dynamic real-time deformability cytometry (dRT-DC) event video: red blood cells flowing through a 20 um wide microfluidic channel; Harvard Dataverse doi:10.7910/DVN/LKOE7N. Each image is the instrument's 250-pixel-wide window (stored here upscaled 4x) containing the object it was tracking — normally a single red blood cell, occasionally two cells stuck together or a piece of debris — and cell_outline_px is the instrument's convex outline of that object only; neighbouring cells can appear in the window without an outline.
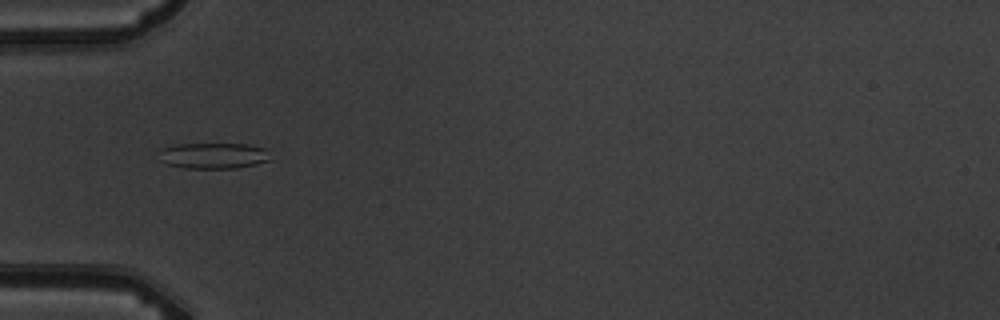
{"species": "common noctule bat (a hibernating species)", "species_latin": "Nyctalus noctula", "temperature_condition": "warm", "stored_images_in_passage": 3, "camera_frame_rate_fps": 3000, "um_per_image_px": 0.085, "animal": {"sex": "male", "body_mass_g": 19.5, "forearm_length_mm": 54.6}, "frame": {"image": 1, "passage_image": 1, "time_ms": 0.0, "image_size_px": [1000, 320], "cell_outline_px": [[272, 160], [256, 164], [236, 168], [184, 168], [168, 164], [160, 160], [160, 148], [176, 144], [244, 144], [268, 148]], "centroid_in_image_um": [18.19, 13.23], "position_along_channel_um": 66.8, "area_um2": 16.99}}
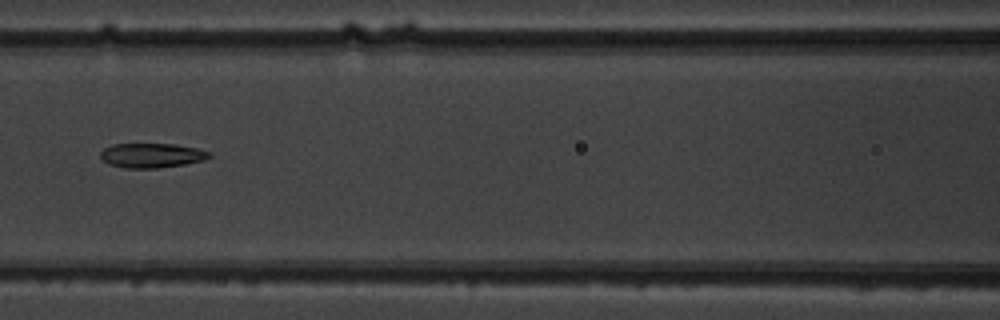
{"frame": {"image": 2, "passage_image": 3, "time_ms": 2.333, "image_size_px": [1000, 320], "cell_outline_px": [[212, 156], [204, 160], [184, 164], [156, 168], [124, 168], [108, 164], [100, 156], [100, 152], [104, 148], [112, 144], [176, 144], [196, 148], [212, 152]], "centroid_in_image_um": [12.9, 13.21], "position_along_channel_um": 153.7, "area_um2": 15.61}}